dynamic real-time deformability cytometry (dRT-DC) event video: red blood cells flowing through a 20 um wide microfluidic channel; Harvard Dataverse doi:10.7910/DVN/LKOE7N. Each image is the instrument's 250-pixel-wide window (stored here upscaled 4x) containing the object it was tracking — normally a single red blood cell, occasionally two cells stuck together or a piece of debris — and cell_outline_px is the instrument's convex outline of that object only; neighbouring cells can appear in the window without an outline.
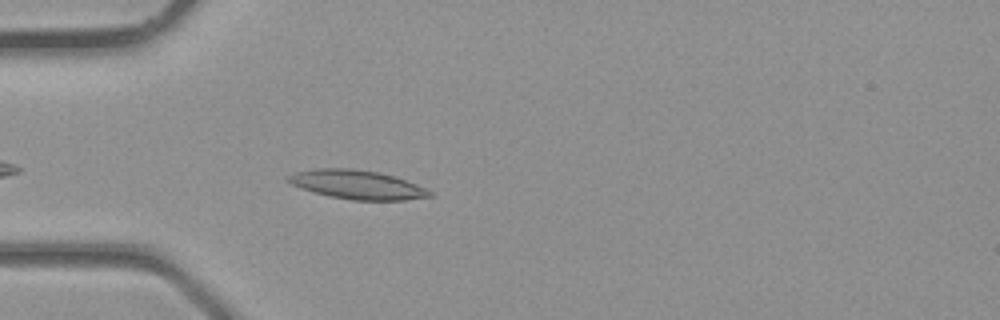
{"species": "common noctule bat (a hibernating species)", "species_latin": "Nyctalus noctula", "temperature_condition": "room temperature", "stored_images_in_passage": 3, "camera_frame_rate_fps": 3000, "um_per_image_px": 0.085, "animal": {"sex": "male", "body_mass_g": 23.1, "forearm_length_mm": 52.7}, "frame": {"image": 1, "passage_image": 3, "time_ms": 0.667, "image_size_px": [1000, 320], "cell_outline_px": [[436, 196], [404, 200], [352, 200], [328, 196], [312, 192], [300, 188], [284, 180], [284, 176], [296, 172], [312, 168], [352, 168], [380, 172], [416, 184], [432, 192]], "centroid_in_image_um": [30.3, 15.69], "position_along_channel_um": 54.7, "area_um2": 24.1}}